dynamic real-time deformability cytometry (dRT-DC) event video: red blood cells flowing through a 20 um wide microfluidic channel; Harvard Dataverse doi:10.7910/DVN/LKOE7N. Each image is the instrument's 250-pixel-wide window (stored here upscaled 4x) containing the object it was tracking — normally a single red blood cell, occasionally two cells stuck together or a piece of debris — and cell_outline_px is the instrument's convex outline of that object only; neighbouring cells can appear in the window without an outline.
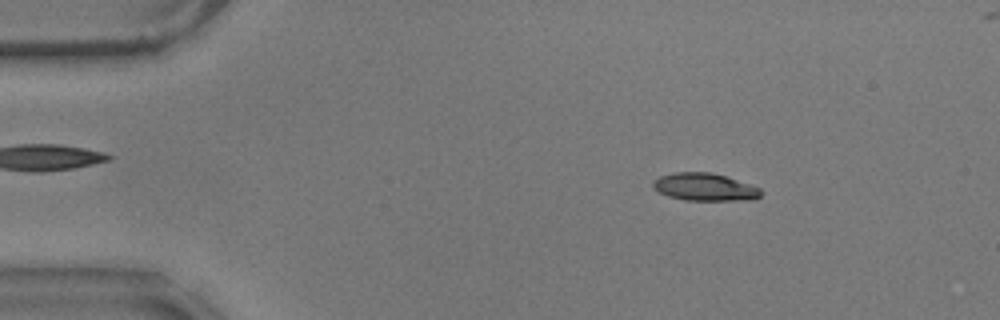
{"species": "common noctule bat (a hibernating species)", "species_latin": "Nyctalus noctula", "temperature_condition": "warm", "stored_images_in_passage": 54, "camera_frame_rate_fps": 3000, "um_per_image_px": 0.085, "animal": {"sex": "male", "body_mass_g": 17.9}, "frame": {"image": 1, "passage_image": 8, "time_ms": 2.333, "image_size_px": [1000, 320], "cell_outline_px": [[764, 192], [760, 196], [752, 200], [684, 200], [668, 196], [652, 188], [652, 184], [660, 176], [676, 172], [712, 172], [760, 188]], "centroid_in_image_um": [59.91, 15.9], "position_along_channel_um": 25.1, "area_um2": 17.22}}
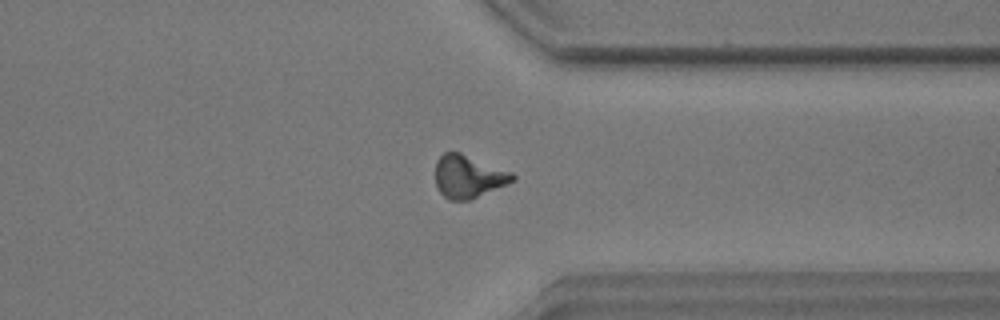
{"frame": {"image": 2, "passage_image": 43, "time_ms": 14.0, "image_size_px": [1000, 320], "cell_outline_px": [[516, 180], [508, 184], [472, 200], [448, 200], [436, 188], [436, 160], [444, 152], [460, 152], [512, 172], [516, 176]], "centroid_in_image_um": [39.82, 15.02], "position_along_channel_um": 371.6, "area_um2": 19.48}}
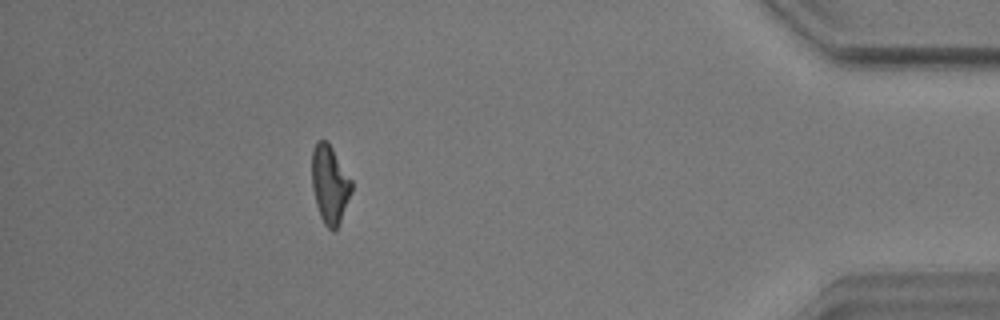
{"frame": {"image": 3, "passage_image": 50, "time_ms": 16.333, "image_size_px": [1000, 320], "cell_outline_px": [[352, 192], [340, 220], [336, 228], [332, 232], [324, 224], [320, 216], [316, 204], [312, 188], [312, 148], [316, 140], [324, 140], [332, 148], [352, 180]], "centroid_in_image_um": [28.02, 15.66], "position_along_channel_um": 407.2, "area_um2": 17.98}}